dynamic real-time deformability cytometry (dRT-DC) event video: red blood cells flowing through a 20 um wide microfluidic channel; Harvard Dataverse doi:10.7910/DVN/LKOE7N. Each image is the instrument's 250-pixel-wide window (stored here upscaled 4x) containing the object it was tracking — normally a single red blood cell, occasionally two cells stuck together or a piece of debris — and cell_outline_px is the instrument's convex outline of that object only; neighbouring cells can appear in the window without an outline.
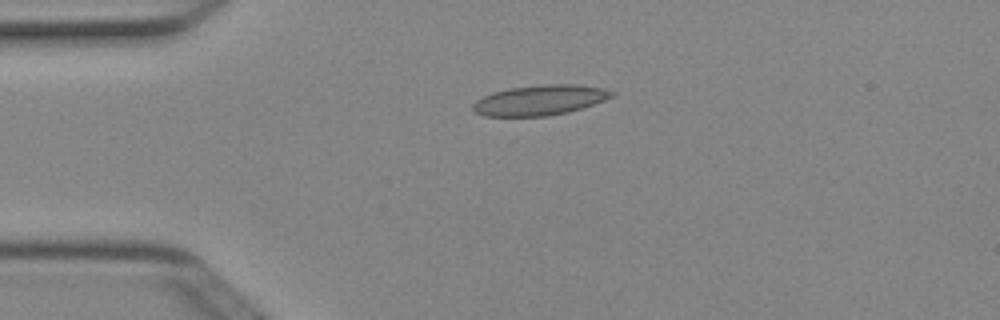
{"species": "Egyptian fruit bat (a non-hibernating species)", "species_latin": "Rousettus aegyptiacus", "temperature_condition": "cold", "stored_images_in_passage": 3, "camera_frame_rate_fps": 3000, "um_per_image_px": 0.085, "animal": {"sex": "female"}, "frame": {"image": 1, "passage_image": 3, "time_ms": 0.667, "image_size_px": [1000, 320], "cell_outline_px": [[616, 96], [568, 112], [548, 116], [484, 116], [476, 112], [472, 108], [472, 104], [476, 100], [492, 92], [512, 88], [544, 84], [580, 84], [604, 88], [616, 92]], "centroid_in_image_um": [45.92, 8.5], "position_along_channel_um": 39.1, "area_um2": 24.45}}